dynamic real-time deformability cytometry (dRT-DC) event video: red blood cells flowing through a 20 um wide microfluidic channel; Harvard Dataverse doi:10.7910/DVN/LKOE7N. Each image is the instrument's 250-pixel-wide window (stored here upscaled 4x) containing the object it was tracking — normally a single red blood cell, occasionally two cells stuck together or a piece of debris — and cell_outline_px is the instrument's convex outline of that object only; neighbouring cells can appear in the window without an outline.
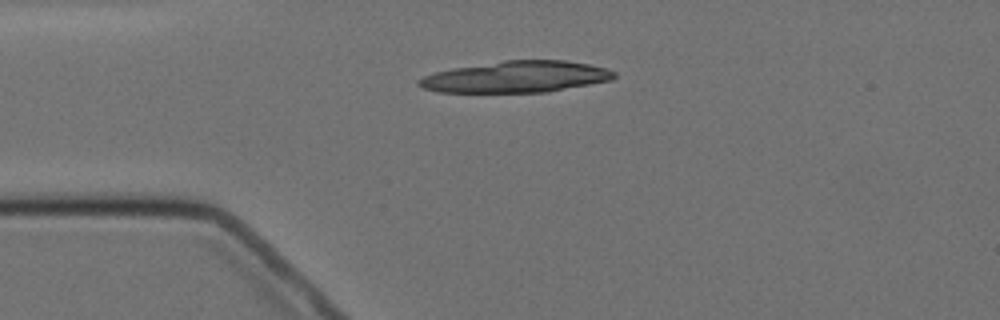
{"species": "Egyptian fruit bat (a non-hibernating species)", "species_latin": "Rousettus aegyptiacus", "temperature_condition": "cold", "stored_images_in_passage": 3, "camera_frame_rate_fps": 3000, "um_per_image_px": 0.085, "animal": {"sex": "female"}, "frame": {"image": 1, "passage_image": 3, "time_ms": 2.333, "image_size_px": [1000, 320], "cell_outline_px": [[616, 76], [612, 80], [548, 92], [436, 92], [424, 88], [416, 84], [416, 80], [424, 76], [436, 72], [452, 68], [504, 60], [564, 60], [588, 64], [604, 68], [616, 72]], "centroid_in_image_um": [43.86, 6.53], "position_along_channel_um": 41.1, "area_um2": 35.72}}